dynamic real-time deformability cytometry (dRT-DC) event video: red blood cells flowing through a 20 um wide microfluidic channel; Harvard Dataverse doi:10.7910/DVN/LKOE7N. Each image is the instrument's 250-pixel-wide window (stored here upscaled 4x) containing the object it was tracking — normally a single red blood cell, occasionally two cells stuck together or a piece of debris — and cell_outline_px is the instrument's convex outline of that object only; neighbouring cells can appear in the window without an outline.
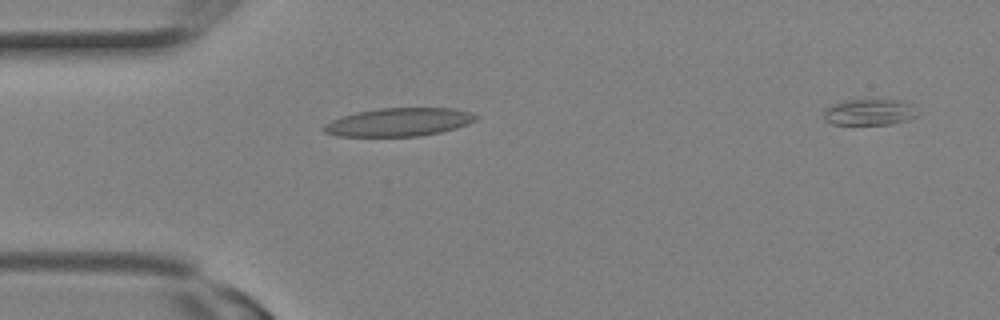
{"species": "Egyptian fruit bat (a non-hibernating species)", "species_latin": "Rousettus aegyptiacus", "temperature_condition": "room temperature", "stored_images_in_passage": 2, "segment_of_instrument_passage": [1, 2], "camera_frame_rate_fps": 3000, "um_per_image_px": 0.085, "animal": {"sex": "female"}, "frame": {"image": 1, "passage_image": 1, "time_ms": 0.0, "image_size_px": [1000, 320], "cell_outline_px": [[480, 116], [476, 120], [456, 128], [440, 132], [420, 136], [336, 136], [324, 132], [324, 124], [332, 120], [356, 112], [380, 108], [456, 108]], "centroid_in_image_um": [33.92, 10.38], "position_along_channel_um": 51.1, "area_um2": 24.91}}